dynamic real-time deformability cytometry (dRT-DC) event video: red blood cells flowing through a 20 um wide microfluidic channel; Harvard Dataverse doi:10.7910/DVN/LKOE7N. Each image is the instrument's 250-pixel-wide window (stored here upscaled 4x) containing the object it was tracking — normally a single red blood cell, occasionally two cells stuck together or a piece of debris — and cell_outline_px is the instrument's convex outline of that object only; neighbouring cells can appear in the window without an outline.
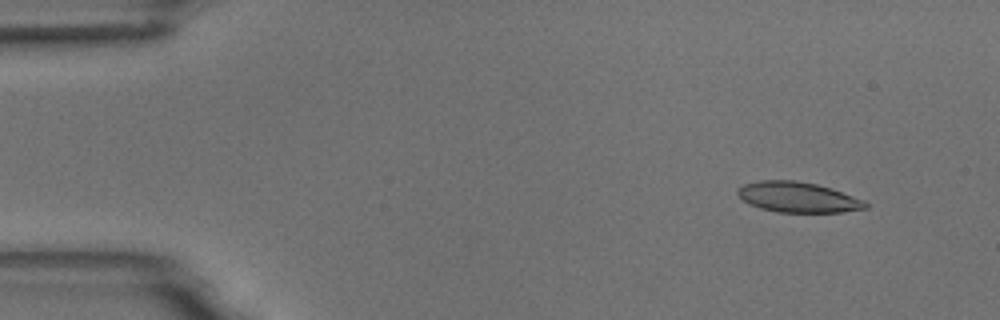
{"species": "common noctule bat (a hibernating species)", "species_latin": "Nyctalus noctula", "temperature_condition": "room temperature", "stored_images_in_passage": 4, "camera_frame_rate_fps": 3000, "um_per_image_px": 0.085, "animal": {"sex": "male", "body_mass_g": 18.8}, "frame": {"image": 1, "passage_image": 1, "time_ms": 0.0, "image_size_px": [1000, 320], "cell_outline_px": [[868, 208], [840, 212], [776, 212], [760, 208], [748, 204], [736, 192], [744, 184], [760, 180], [792, 180], [816, 184], [832, 188], [864, 200], [868, 204]], "centroid_in_image_um": [67.83, 16.76], "position_along_channel_um": 17.2, "area_um2": 22.54}}
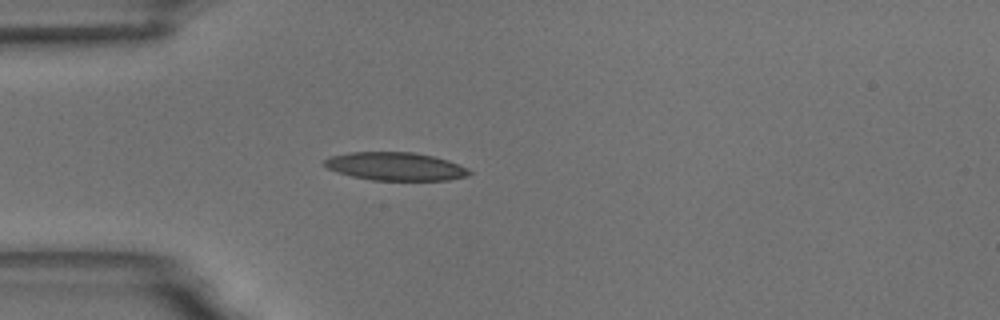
{"frame": {"image": 2, "passage_image": 4, "time_ms": 3.333, "image_size_px": [1000, 320], "cell_outline_px": [[472, 172], [468, 176], [448, 180], [372, 180], [352, 176], [336, 172], [328, 168], [324, 164], [324, 160], [328, 156], [352, 152], [412, 152], [432, 156], [448, 160], [468, 168]], "centroid_in_image_um": [33.61, 14.14], "position_along_channel_um": 51.4, "area_um2": 23.76}}